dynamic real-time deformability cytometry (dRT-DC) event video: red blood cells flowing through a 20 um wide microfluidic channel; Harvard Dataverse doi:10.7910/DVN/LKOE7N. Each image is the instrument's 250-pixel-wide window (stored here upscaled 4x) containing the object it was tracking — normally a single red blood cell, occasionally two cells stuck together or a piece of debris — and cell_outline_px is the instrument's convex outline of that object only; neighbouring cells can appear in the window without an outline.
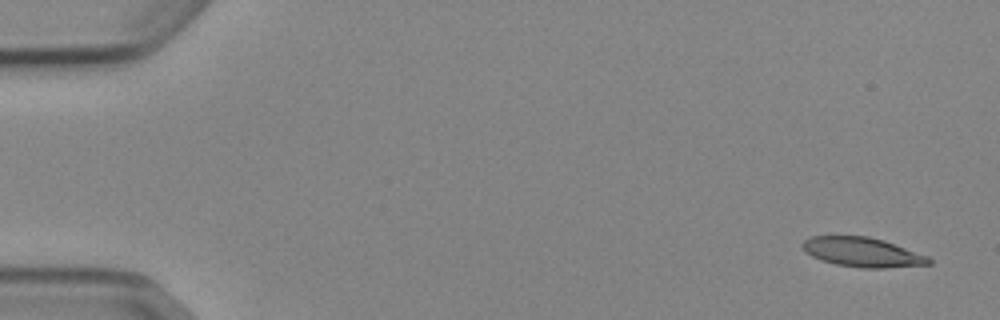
{"species": "Egyptian fruit bat (a non-hibernating species)", "species_latin": "Rousettus aegyptiacus", "temperature_condition": "cold", "stored_images_in_passage": 52, "segment_of_instrument_passage": [1, 2], "camera_frame_rate_fps": 3000, "um_per_image_px": 0.085, "animal": {"sex": "female"}, "frame": {"image": 1, "passage_image": 1, "time_ms": 0.0, "image_size_px": [1000, 320], "cell_outline_px": [[932, 264], [884, 268], [860, 268], [836, 264], [820, 260], [812, 256], [800, 244], [808, 236], [868, 236], [884, 240], [928, 256], [932, 260]], "centroid_in_image_um": [73.31, 21.43], "position_along_channel_um": 11.7, "area_um2": 21.73}}
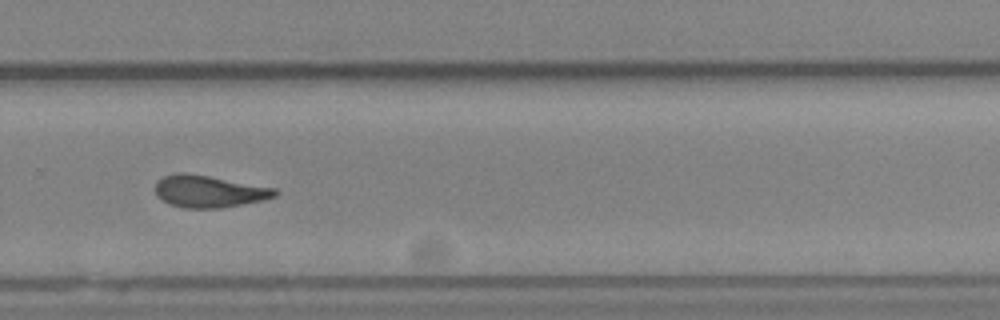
{"frame": {"image": 2, "passage_image": 35, "time_ms": 11.333, "image_size_px": [1000, 320], "cell_outline_px": [[280, 192], [276, 196], [264, 200], [220, 208], [184, 208], [168, 204], [156, 196], [156, 180], [164, 176], [176, 172], [184, 172], [208, 176], [276, 188]], "centroid_in_image_um": [17.75, 16.27], "position_along_channel_um": 312.1, "area_um2": 22.48}}
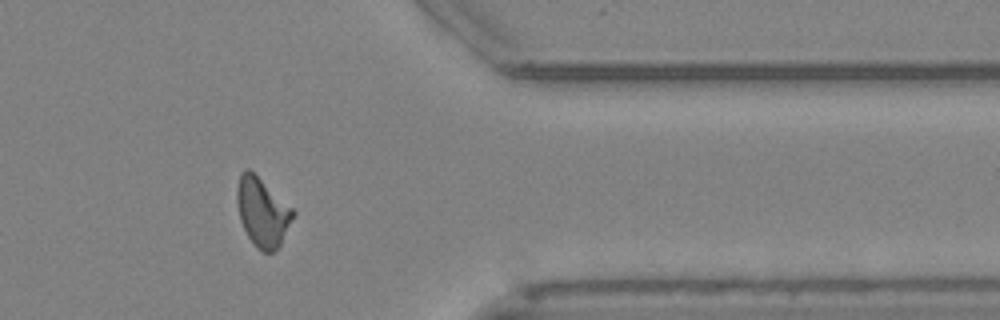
{"frame": {"image": 3, "passage_image": 42, "time_ms": 13.667, "image_size_px": [1000, 320], "cell_outline_px": [[296, 212], [280, 244], [272, 252], [264, 252], [256, 248], [252, 244], [240, 220], [236, 200], [236, 188], [240, 172], [244, 168], [248, 168], [292, 208]], "centroid_in_image_um": [22.27, 18.02], "position_along_channel_um": 389.1, "area_um2": 22.2}}